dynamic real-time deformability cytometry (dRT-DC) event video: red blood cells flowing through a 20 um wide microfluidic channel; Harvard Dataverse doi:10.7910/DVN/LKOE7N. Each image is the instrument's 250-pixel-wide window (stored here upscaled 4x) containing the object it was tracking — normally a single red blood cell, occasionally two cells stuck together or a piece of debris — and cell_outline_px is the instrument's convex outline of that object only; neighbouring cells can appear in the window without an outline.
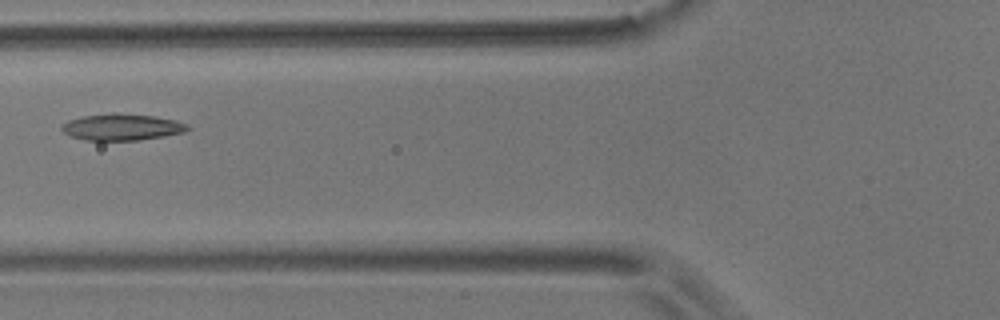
{"species": "common noctule bat (a hibernating species)", "species_latin": "Nyctalus noctula", "temperature_condition": "room temperature", "stored_images_in_passage": 4, "camera_frame_rate_fps": 3000, "um_per_image_px": 0.085, "animal": {"sex": "male", "body_mass_g": 17.9}, "frame": {"image": 1, "passage_image": 2, "time_ms": 1.333, "image_size_px": [1000, 320], "cell_outline_px": [[192, 128], [184, 132], [164, 136], [140, 140], [84, 140], [72, 136], [64, 132], [60, 128], [68, 120], [84, 116], [116, 112], [152, 116], [176, 120], [188, 124]], "centroid_in_image_um": [10.4, 10.8], "position_along_channel_um": 115.4, "area_um2": 19.42}}
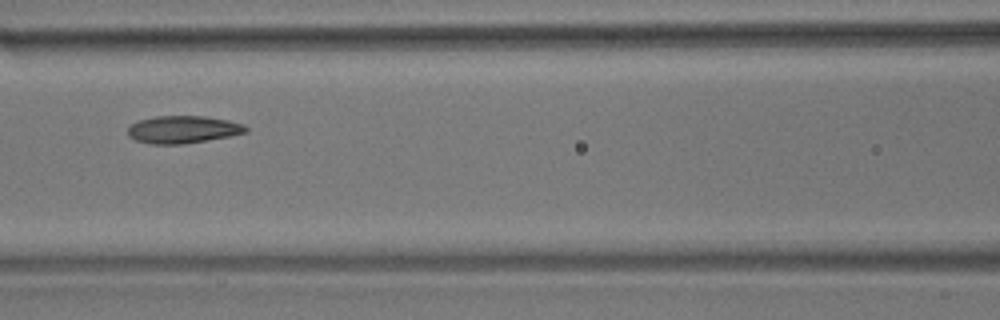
{"frame": {"image": 2, "passage_image": 3, "time_ms": 2.333, "image_size_px": [1000, 320], "cell_outline_px": [[248, 132], [228, 136], [184, 144], [148, 144], [136, 140], [128, 136], [128, 128], [132, 124], [140, 120], [156, 116], [204, 116], [228, 120], [244, 124], [248, 128]], "centroid_in_image_um": [15.55, 11.01], "position_along_channel_um": 151.0, "area_um2": 18.84}}
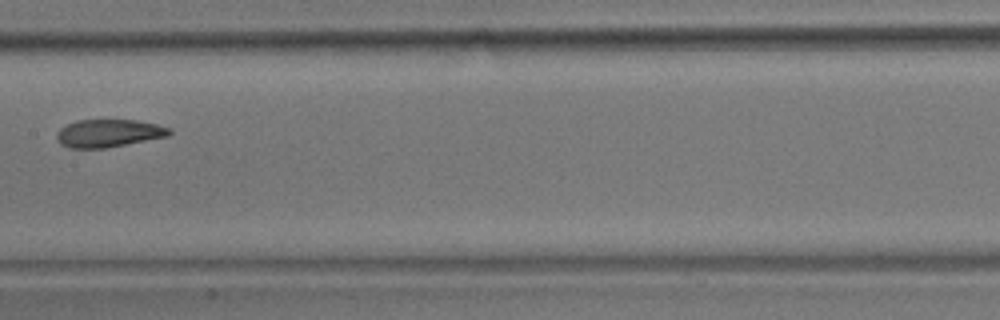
{"frame": {"image": 3, "passage_image": 4, "time_ms": 3.667, "image_size_px": [1000, 320], "cell_outline_px": [[172, 132], [168, 136], [104, 148], [68, 148], [60, 144], [56, 140], [56, 132], [60, 128], [76, 120], [136, 120], [156, 124], [172, 128]], "centroid_in_image_um": [9.2, 11.32], "position_along_channel_um": 198.2, "area_um2": 18.26}}